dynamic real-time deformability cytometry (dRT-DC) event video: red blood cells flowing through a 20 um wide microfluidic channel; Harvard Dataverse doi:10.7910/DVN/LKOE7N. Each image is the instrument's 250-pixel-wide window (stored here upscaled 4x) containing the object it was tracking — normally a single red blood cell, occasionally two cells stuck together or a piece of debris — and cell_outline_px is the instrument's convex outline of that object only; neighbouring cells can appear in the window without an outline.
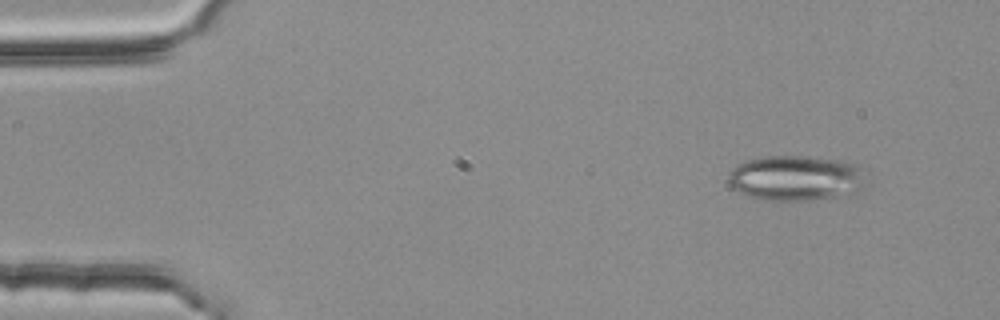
{"species": "common noctule bat (a hibernating species)", "species_latin": "Nyctalus noctula", "temperature_condition": "room temperature", "stored_images_in_passage": 3, "camera_frame_rate_fps": 3000, "um_per_image_px": 0.085, "animal": {"sex": "female", "body_mass_g": 25.1}, "frame": {"image": 1, "passage_image": 1, "time_ms": 0.0, "image_size_px": [1000, 320], "cell_outline_px": [[868, 184], [856, 192], [848, 196], [808, 200], [760, 200], [748, 196], [732, 188], [728, 184], [728, 172], [732, 168], [748, 160], [768, 156], [800, 156], [840, 160], [856, 164], [860, 168]], "centroid_in_image_um": [67.67, 15.15], "position_along_channel_um": 17.3, "area_um2": 36.7}}